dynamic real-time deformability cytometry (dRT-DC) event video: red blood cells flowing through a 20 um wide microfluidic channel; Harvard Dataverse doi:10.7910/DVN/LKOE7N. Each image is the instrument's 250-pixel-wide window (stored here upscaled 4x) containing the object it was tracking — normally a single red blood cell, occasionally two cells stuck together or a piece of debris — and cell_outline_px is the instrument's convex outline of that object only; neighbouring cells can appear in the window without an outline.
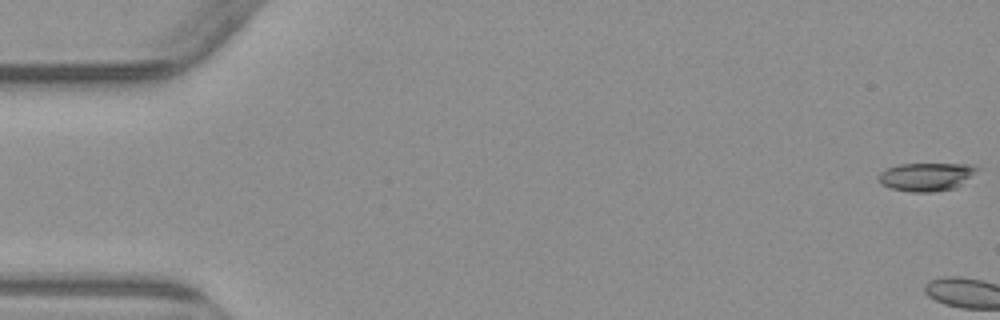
{"species": "common noctule bat (a hibernating species)", "species_latin": "Nyctalus noctula", "temperature_condition": "warm", "stored_images_in_passage": 6, "camera_frame_rate_fps": 3000, "um_per_image_px": 0.085, "animal": {"sex": "male", "body_mass_g": 23.1, "forearm_length_mm": 52.7}, "frame": {"image": 1, "passage_image": 1, "time_ms": 0.0, "image_size_px": [1000, 320], "cell_outline_px": [[980, 168], [956, 188], [932, 192], [912, 192], [892, 188], [880, 184], [880, 172], [888, 168], [900, 164], [972, 164]], "centroid_in_image_um": [78.75, 15.02], "position_along_channel_um": 6.2, "area_um2": 16.01}}